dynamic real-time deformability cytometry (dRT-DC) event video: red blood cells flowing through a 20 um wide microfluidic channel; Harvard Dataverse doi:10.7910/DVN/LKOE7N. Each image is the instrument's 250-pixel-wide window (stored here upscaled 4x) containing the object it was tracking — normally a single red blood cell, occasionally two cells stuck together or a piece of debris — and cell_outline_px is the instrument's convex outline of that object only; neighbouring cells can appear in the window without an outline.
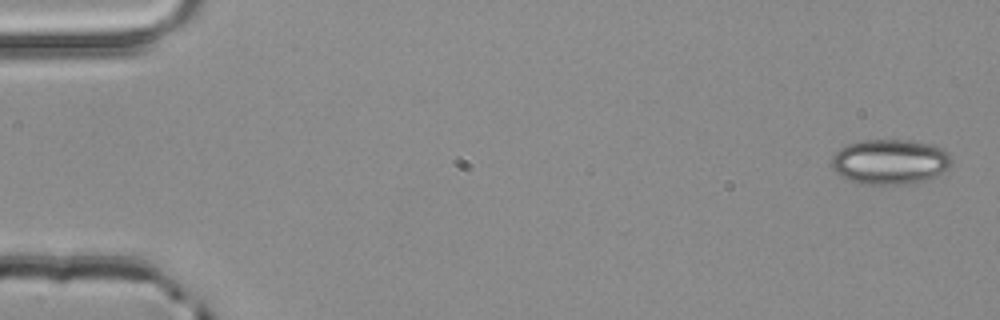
{"species": "common noctule bat (a hibernating species)", "species_latin": "Nyctalus noctula", "temperature_condition": "room temperature", "stored_images_in_passage": 4, "camera_frame_rate_fps": 3000, "um_per_image_px": 0.085, "animal": {"sex": "male", "body_mass_g": 20.4}, "frame": {"image": 1, "passage_image": 1, "time_ms": 0.0, "image_size_px": [1000, 320], "cell_outline_px": [[952, 164], [944, 172], [936, 176], [916, 184], [864, 184], [840, 176], [832, 168], [832, 156], [840, 148], [848, 144], [864, 140], [908, 140], [932, 144], [948, 152], [952, 160]], "centroid_in_image_um": [75.68, 13.75], "position_along_channel_um": 9.3, "area_um2": 31.67}}